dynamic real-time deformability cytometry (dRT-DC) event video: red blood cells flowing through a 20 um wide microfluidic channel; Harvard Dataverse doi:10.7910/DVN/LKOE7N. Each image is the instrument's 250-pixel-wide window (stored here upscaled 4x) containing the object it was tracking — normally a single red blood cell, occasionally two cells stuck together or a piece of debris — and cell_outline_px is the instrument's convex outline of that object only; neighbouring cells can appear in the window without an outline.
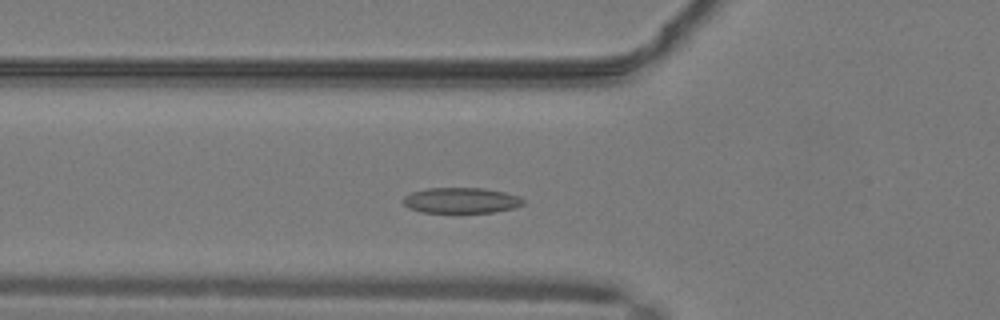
{"species": "common noctule bat (a hibernating species)", "species_latin": "Nyctalus noctula", "temperature_condition": "warm", "stored_images_in_passage": 34, "camera_frame_rate_fps": 3000, "um_per_image_px": 0.085, "animal": {"sex": "male", "body_mass_g": 19.2, "forearm_length_mm": 51.8}, "frame": {"image": 1, "passage_image": 2, "time_ms": 0.333, "image_size_px": [1000, 320], "cell_outline_px": [[524, 204], [516, 208], [496, 212], [420, 212], [408, 208], [400, 200], [404, 196], [412, 192], [428, 188], [484, 188], [504, 192], [520, 196], [524, 200]], "centroid_in_image_um": [39.2, 17.03], "position_along_channel_um": 86.6, "area_um2": 18.09}}
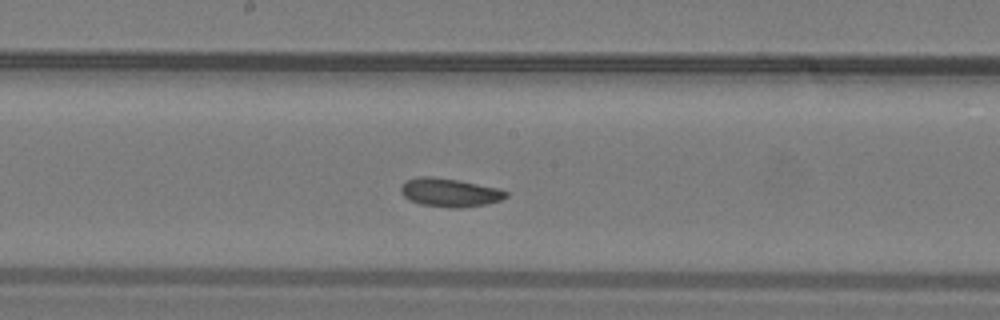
{"frame": {"image": 2, "passage_image": 11, "time_ms": 3.333, "image_size_px": [1000, 320], "cell_outline_px": [[508, 196], [500, 200], [488, 204], [464, 208], [452, 208], [420, 204], [408, 200], [400, 192], [400, 184], [404, 180], [420, 176], [432, 176], [460, 180], [500, 188], [508, 192]], "centroid_in_image_um": [38.21, 16.36], "position_along_channel_um": 210.0, "area_um2": 17.92}}
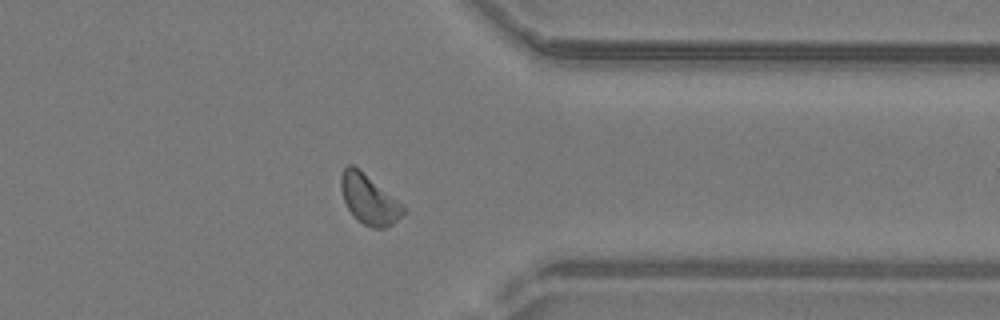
{"frame": {"image": 3, "passage_image": 24, "time_ms": 7.667, "image_size_px": [1000, 320], "cell_outline_px": [[404, 212], [392, 224], [384, 228], [372, 228], [364, 224], [348, 208], [344, 200], [340, 188], [340, 176], [344, 168], [348, 164], [352, 164], [404, 204]], "centroid_in_image_um": [31.36, 16.93], "position_along_channel_um": 380.0, "area_um2": 17.63}, "authors_computed_cell_mechanics": {"area_um2": 17.2244, "velocity_mm_per_s": 4.0826, "shape_relaxation_time_tau1_ms": 2.8819, "shape_relaxation_time_tau2_ms": null, "deformation_change_tau1": 0.0877, "deformation_change_tau2": null}}